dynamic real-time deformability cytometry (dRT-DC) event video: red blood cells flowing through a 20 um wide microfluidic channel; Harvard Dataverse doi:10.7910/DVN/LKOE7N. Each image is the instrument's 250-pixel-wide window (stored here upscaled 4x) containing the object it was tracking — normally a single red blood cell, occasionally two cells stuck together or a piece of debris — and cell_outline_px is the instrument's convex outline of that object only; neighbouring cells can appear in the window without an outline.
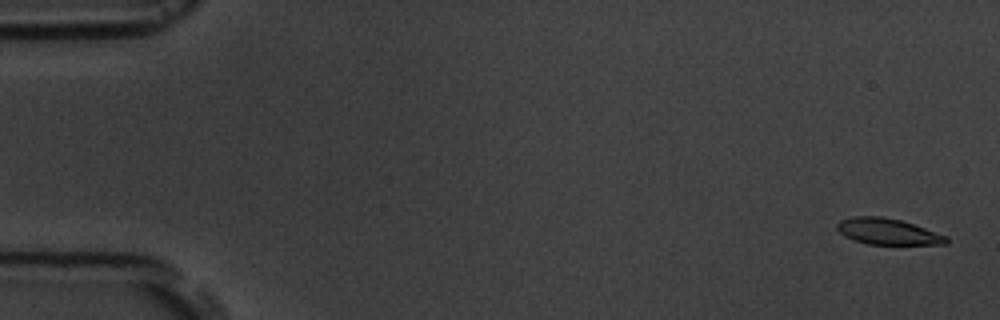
{"species": "common noctule bat (a hibernating species)", "species_latin": "Nyctalus noctula", "temperature_condition": "room temperature", "stored_images_in_passage": 6, "camera_frame_rate_fps": 3000, "um_per_image_px": 0.085, "animal": {"sex": "male", "body_mass_g": 19.5, "forearm_length_mm": 54.6}, "frame": {"image": 1, "passage_image": 1, "time_ms": 0.0, "image_size_px": [1000, 320], "cell_outline_px": [[948, 244], [868, 244], [852, 240], [844, 236], [836, 228], [836, 224], [840, 220], [852, 216], [884, 216], [900, 220], [948, 236]], "centroid_in_image_um": [75.42, 19.68], "position_along_channel_um": 9.6, "area_um2": 16.65}}
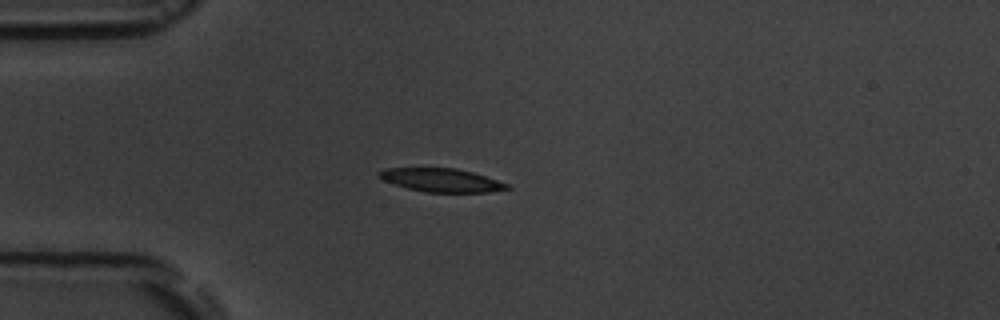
{"frame": {"image": 2, "passage_image": 4, "time_ms": 4.333, "image_size_px": [1000, 320], "cell_outline_px": [[512, 188], [488, 192], [424, 192], [408, 188], [384, 180], [380, 176], [380, 172], [384, 168], [456, 168], [472, 172], [508, 184]], "centroid_in_image_um": [37.55, 15.31], "position_along_channel_um": 47.5, "area_um2": 17.11}}
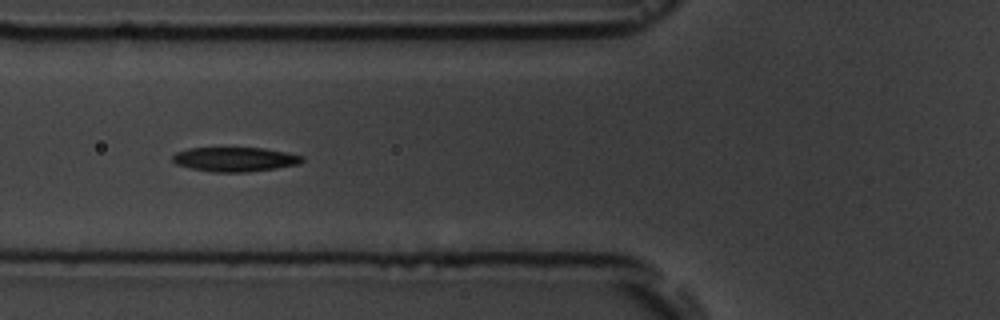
{"frame": {"image": 3, "passage_image": 6, "time_ms": 6.333, "image_size_px": [1000, 320], "cell_outline_px": [[304, 160], [300, 164], [276, 168], [248, 172], [212, 172], [192, 168], [176, 164], [172, 160], [172, 156], [176, 152], [188, 148], [264, 148], [304, 156]], "centroid_in_image_um": [19.97, 13.54], "position_along_channel_um": 105.8, "area_um2": 18.38}}